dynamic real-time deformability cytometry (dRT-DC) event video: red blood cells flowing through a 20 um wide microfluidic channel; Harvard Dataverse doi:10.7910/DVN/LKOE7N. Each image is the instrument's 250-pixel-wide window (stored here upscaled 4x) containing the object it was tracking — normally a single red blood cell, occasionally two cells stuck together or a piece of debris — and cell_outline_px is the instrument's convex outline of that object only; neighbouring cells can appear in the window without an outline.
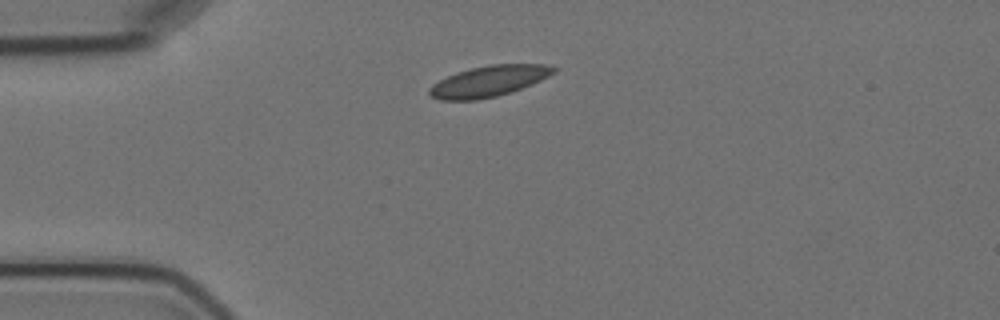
{"species": "Egyptian fruit bat (a non-hibernating species)", "species_latin": "Rousettus aegyptiacus", "temperature_condition": "cold", "stored_images_in_passage": 2, "camera_frame_rate_fps": 3000, "um_per_image_px": 0.085, "animal": {"sex": "female"}, "frame": {"image": 1, "passage_image": 1, "time_ms": 0.0, "image_size_px": [1000, 320], "cell_outline_px": [[560, 68], [556, 72], [532, 84], [496, 96], [476, 100], [440, 100], [432, 96], [428, 92], [428, 88], [432, 84], [456, 72], [472, 68], [492, 64], [548, 64]], "centroid_in_image_um": [41.57, 6.89], "position_along_channel_um": 43.4, "area_um2": 22.25}}